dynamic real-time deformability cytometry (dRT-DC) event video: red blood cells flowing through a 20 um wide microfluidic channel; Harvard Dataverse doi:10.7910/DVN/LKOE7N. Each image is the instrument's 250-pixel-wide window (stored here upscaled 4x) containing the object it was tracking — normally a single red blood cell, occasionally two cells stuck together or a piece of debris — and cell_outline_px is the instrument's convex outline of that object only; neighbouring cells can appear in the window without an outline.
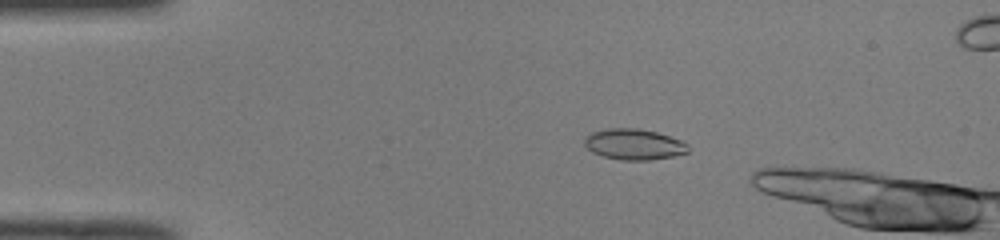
{"species": "common noctule bat (a hibernating species)", "species_latin": "Nyctalus noctula", "temperature_condition": "room temperature", "stored_images_in_passage": 13, "camera_frame_rate_fps": 3000, "um_per_image_px": 0.085, "animal": {"sex": "male", "body_mass_g": 19.0, "forearm_length_mm": 50.8}, "frame": {"image": 1, "passage_image": 8, "time_ms": 2.333, "image_size_px": [1000, 240], "cell_outline_px": [[688, 152], [672, 156], [648, 160], [620, 160], [604, 156], [592, 152], [584, 144], [584, 140], [592, 132], [608, 128], [636, 128], [656, 132], [680, 140], [688, 144]], "centroid_in_image_um": [53.88, 12.27], "position_along_channel_um": 31.1, "area_um2": 18.38}}